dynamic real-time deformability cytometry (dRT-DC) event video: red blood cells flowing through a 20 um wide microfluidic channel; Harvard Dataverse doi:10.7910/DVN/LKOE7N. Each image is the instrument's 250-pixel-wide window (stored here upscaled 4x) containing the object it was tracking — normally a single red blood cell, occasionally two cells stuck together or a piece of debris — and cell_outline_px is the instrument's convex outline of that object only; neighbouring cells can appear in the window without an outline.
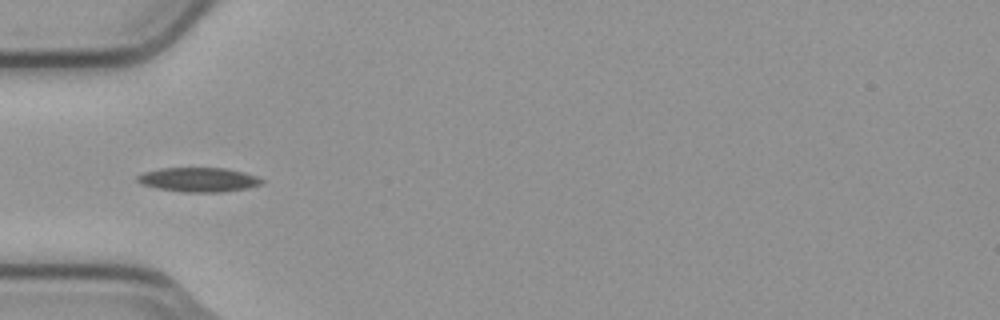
{"species": "common noctule bat (a hibernating species)", "species_latin": "Nyctalus noctula", "temperature_condition": "cold", "stored_images_in_passage": 6, "camera_frame_rate_fps": 3000, "um_per_image_px": 0.085, "animal": {"sex": "male", "body_mass_g": 23.1, "forearm_length_mm": 52.7}, "frame": {"image": 1, "passage_image": 4, "time_ms": 1.0, "image_size_px": [1000, 320], "cell_outline_px": [[264, 180], [260, 184], [248, 188], [220, 192], [184, 192], [156, 188], [140, 184], [136, 180], [136, 176], [144, 172], [160, 168], [228, 168], [244, 172], [256, 176]], "centroid_in_image_um": [16.85, 15.27], "position_along_channel_um": 68.1, "area_um2": 17.69}}
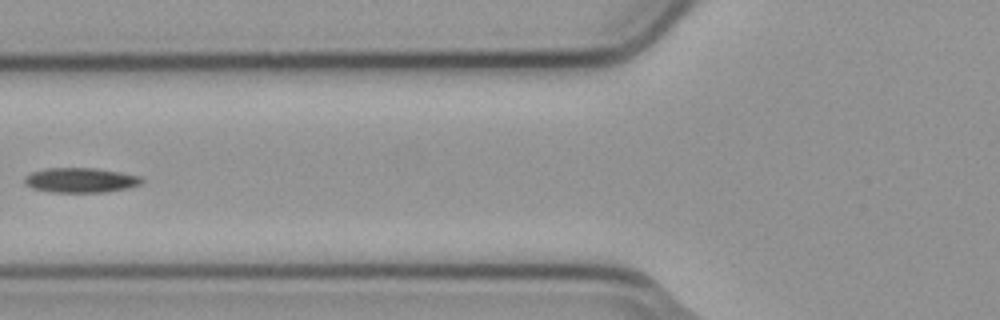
{"frame": {"image": 2, "passage_image": 5, "time_ms": 1.333, "image_size_px": [1000, 320], "cell_outline_px": [[144, 180], [140, 184], [128, 188], [104, 192], [52, 192], [32, 188], [24, 184], [24, 176], [32, 172], [48, 168], [96, 168], [120, 172], [140, 176]], "centroid_in_image_um": [6.84, 15.31], "position_along_channel_um": 119.0, "area_um2": 16.94}}
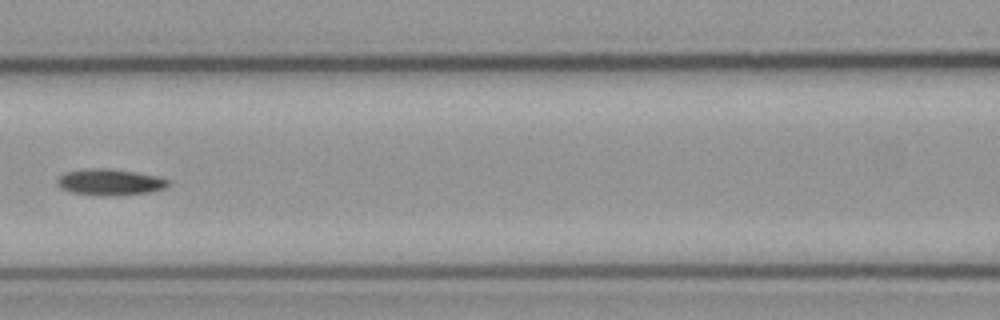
{"frame": {"image": 3, "passage_image": 6, "time_ms": 1.667, "image_size_px": [1000, 320], "cell_outline_px": [[172, 184], [168, 188], [152, 192], [108, 196], [100, 196], [72, 192], [60, 188], [56, 184], [56, 180], [64, 172], [84, 168], [108, 168], [156, 176], [172, 180]], "centroid_in_image_um": [9.37, 15.48], "position_along_channel_um": 157.2, "area_um2": 17.34}}